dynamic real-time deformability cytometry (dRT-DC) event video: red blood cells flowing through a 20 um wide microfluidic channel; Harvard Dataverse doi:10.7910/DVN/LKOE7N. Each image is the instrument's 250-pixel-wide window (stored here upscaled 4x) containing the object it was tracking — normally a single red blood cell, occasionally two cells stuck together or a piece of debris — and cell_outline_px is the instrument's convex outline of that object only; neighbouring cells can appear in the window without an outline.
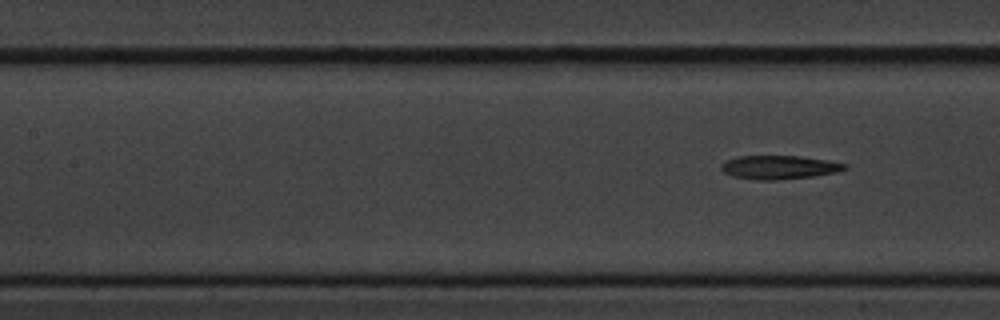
{"species": "common noctule bat (a hibernating species)", "species_latin": "Nyctalus noctula", "temperature_condition": "cold", "stored_images_in_passage": 7, "segment_of_instrument_passage": [2, 2], "camera_frame_rate_fps": 3000, "um_per_image_px": 0.085, "animal": {"sex": "male", "body_mass_g": 20.1, "forearm_length_mm": 53.5}, "frame": {"image": 1, "passage_image": 7, "time_ms": 7.667, "image_size_px": [1000, 320], "cell_outline_px": [[848, 168], [836, 172], [812, 176], [776, 180], [760, 180], [732, 176], [724, 172], [720, 168], [720, 164], [736, 156], [800, 156], [828, 160], [848, 164]], "centroid_in_image_um": [66.23, 14.21], "position_along_channel_um": 141.2, "area_um2": 16.99}}